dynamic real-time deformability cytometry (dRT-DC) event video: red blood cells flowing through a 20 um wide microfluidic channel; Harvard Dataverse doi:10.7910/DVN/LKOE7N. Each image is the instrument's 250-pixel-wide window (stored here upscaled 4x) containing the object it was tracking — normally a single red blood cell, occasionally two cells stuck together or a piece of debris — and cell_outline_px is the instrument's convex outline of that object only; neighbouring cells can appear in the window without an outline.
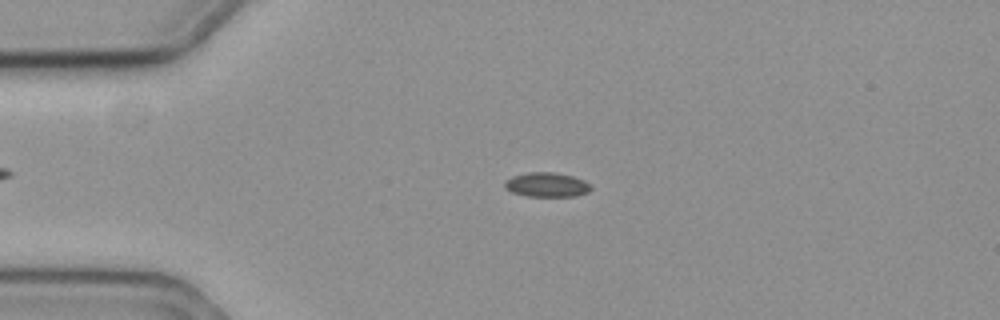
{"species": "common noctule bat (a hibernating species)", "species_latin": "Nyctalus noctula", "temperature_condition": "cold", "stored_images_in_passage": 17, "camera_frame_rate_fps": 3000, "um_per_image_px": 0.085, "animal": {"sex": "female", "body_mass_g": 19.3, "forearm_length_mm": 54.1}, "frame": {"image": 1, "passage_image": 14, "time_ms": 4.333, "image_size_px": [1000, 320], "cell_outline_px": [[592, 188], [588, 192], [576, 196], [528, 196], [512, 192], [504, 188], [504, 180], [512, 176], [528, 172], [552, 172], [572, 176], [584, 180]], "centroid_in_image_um": [46.44, 15.7], "position_along_channel_um": 38.6, "area_um2": 12.25}}